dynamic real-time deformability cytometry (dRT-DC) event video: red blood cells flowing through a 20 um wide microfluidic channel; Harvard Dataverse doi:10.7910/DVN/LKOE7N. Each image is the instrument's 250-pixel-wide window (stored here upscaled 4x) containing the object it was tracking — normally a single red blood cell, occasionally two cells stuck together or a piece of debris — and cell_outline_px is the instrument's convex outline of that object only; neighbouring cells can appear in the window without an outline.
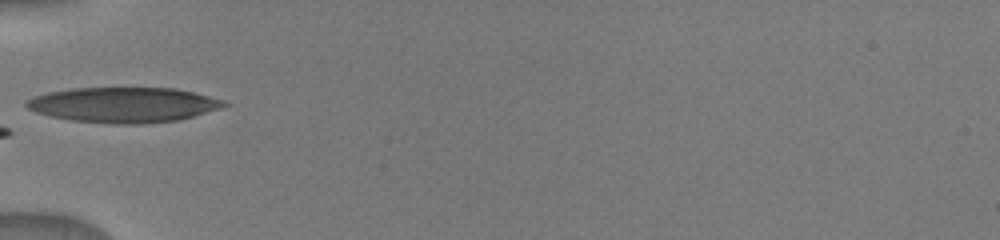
{"species": "human", "species_latin": "Homo sapiens", "temperature_condition": "warm", "stored_images_in_passage": 28, "camera_frame_rate_fps": 3000, "um_per_image_px": 0.085, "donor": {"sex": "male"}, "frame": {"image": 1, "passage_image": 1, "time_ms": 0.0, "image_size_px": [1000, 240], "cell_outline_px": [[228, 104], [224, 108], [180, 120], [136, 124], [112, 124], [72, 120], [52, 116], [36, 112], [28, 108], [24, 104], [32, 96], [48, 92], [72, 88], [176, 88], [224, 100]], "centroid_in_image_um": [10.53, 8.91], "position_along_channel_um": 74.5, "area_um2": 40.58}}